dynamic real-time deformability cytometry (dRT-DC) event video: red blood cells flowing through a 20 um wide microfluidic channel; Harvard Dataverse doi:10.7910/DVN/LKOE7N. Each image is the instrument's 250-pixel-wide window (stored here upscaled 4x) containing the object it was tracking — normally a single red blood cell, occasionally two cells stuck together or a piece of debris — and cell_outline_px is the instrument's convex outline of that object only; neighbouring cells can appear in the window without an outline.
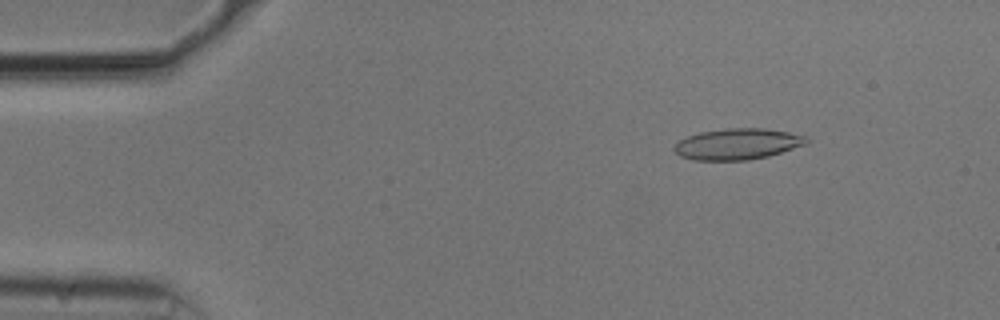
{"species": "common noctule bat (a hibernating species)", "species_latin": "Nyctalus noctula", "temperature_condition": "cold", "stored_images_in_passage": 53, "camera_frame_rate_fps": 3000, "um_per_image_px": 0.085, "animal": {"sex": "male", "body_mass_g": 20.5, "forearm_length_mm": 52.5}, "frame": {"image": 1, "passage_image": 7, "time_ms": 2.0, "image_size_px": [1000, 320], "cell_outline_px": [[808, 144], [768, 156], [748, 160], [692, 160], [680, 156], [672, 148], [680, 140], [688, 136], [700, 132], [724, 128], [764, 128], [788, 132], [808, 136]], "centroid_in_image_um": [62.71, 12.24], "position_along_channel_um": 22.3, "area_um2": 24.04}}
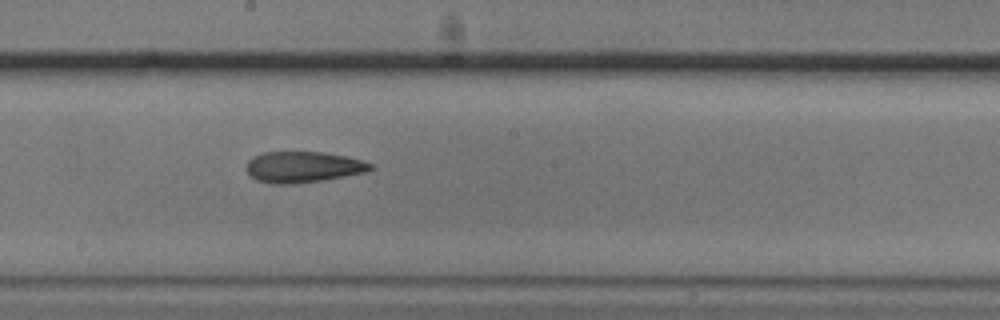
{"frame": {"image": 2, "passage_image": 29, "time_ms": 9.333, "image_size_px": [1000, 320], "cell_outline_px": [[372, 168], [364, 172], [324, 180], [292, 184], [272, 184], [256, 180], [244, 168], [248, 160], [252, 156], [264, 152], [324, 152], [344, 156], [360, 160], [372, 164]], "centroid_in_image_um": [25.69, 14.19], "position_along_channel_um": 222.5, "area_um2": 22.37}}
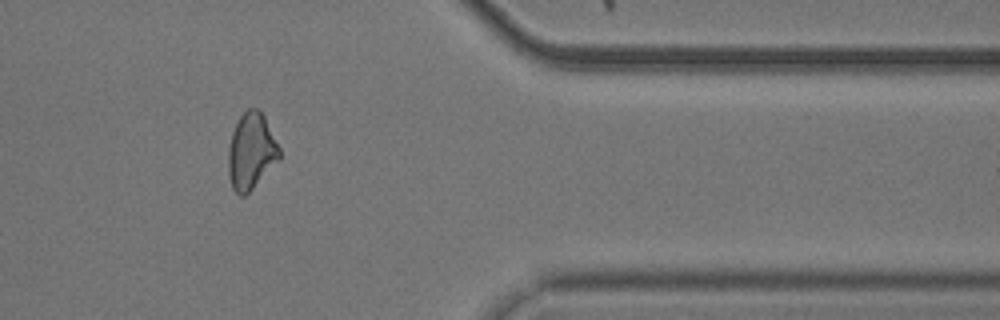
{"frame": {"image": 3, "passage_image": 44, "time_ms": 14.333, "image_size_px": [1000, 320], "cell_outline_px": [[280, 160], [244, 196], [240, 196], [232, 188], [228, 176], [228, 148], [232, 132], [240, 116], [248, 108], [256, 108], [264, 116], [280, 148]], "centroid_in_image_um": [21.34, 12.87], "position_along_channel_um": 390.1, "area_um2": 22.66}, "authors_computed_cell_mechanics": {"area_um2": 23.2356, "velocity_mm_per_s": 3.7461, "shape_relaxation_time_tau1_ms": 4.5493, "shape_relaxation_time_tau2_ms": 6.8974, "deformation_change_tau1": 0.1149, "deformation_change_tau2": 0.1769}}